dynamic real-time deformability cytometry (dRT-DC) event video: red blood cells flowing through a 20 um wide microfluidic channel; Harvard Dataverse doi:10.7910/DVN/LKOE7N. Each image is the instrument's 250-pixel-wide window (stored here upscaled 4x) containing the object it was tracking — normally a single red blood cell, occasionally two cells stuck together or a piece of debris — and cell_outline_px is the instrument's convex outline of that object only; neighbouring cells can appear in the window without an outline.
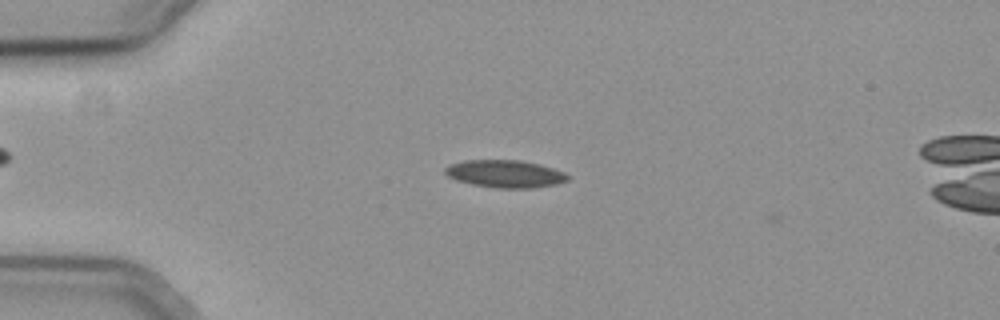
{"species": "common noctule bat (a hibernating species)", "species_latin": "Nyctalus noctula", "temperature_condition": "cold", "stored_images_in_passage": 3, "camera_frame_rate_fps": 3000, "um_per_image_px": 0.085, "animal": {"sex": "female", "body_mass_g": 19.3, "forearm_length_mm": 54.1}, "frame": {"image": 1, "passage_image": 1, "time_ms": 0.0, "image_size_px": [1000, 320], "cell_outline_px": [[568, 180], [556, 184], [532, 188], [496, 188], [472, 184], [456, 180], [448, 176], [444, 172], [444, 168], [448, 164], [464, 160], [520, 160], [540, 164], [564, 172], [568, 176]], "centroid_in_image_um": [42.9, 14.77], "position_along_channel_um": 42.1, "area_um2": 19.71}}